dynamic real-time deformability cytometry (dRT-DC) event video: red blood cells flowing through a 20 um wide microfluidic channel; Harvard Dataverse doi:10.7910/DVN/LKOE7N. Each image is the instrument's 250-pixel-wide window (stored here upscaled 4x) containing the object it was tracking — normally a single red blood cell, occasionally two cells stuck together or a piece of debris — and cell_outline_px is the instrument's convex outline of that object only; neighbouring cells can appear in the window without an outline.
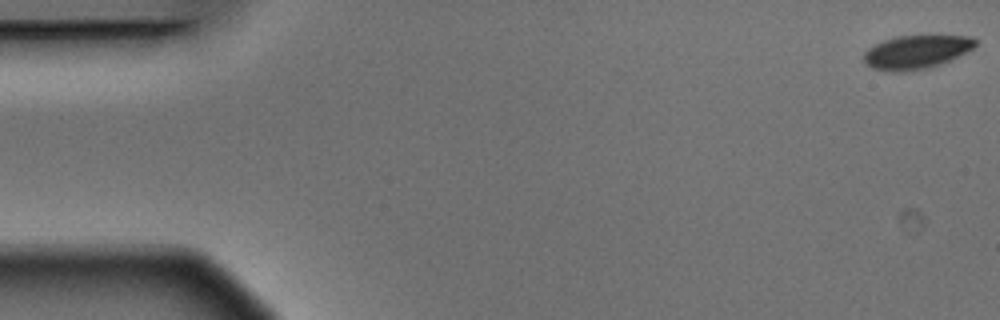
{"species": "Egyptian fruit bat (a non-hibernating species)", "species_latin": "Rousettus aegyptiacus", "temperature_condition": "warm", "stored_images_in_passage": 5, "camera_frame_rate_fps": 3000, "um_per_image_px": 0.085, "animal": {"sex": "male"}, "frame": {"image": 1, "passage_image": 1, "time_ms": 0.0, "image_size_px": [1000, 320], "cell_outline_px": [[976, 44], [972, 48], [940, 64], [928, 68], [900, 72], [888, 72], [872, 68], [864, 60], [864, 52], [868, 48], [884, 40], [896, 36], [972, 36], [976, 40]], "centroid_in_image_um": [77.84, 4.42], "position_along_channel_um": 7.2, "area_um2": 21.5}}
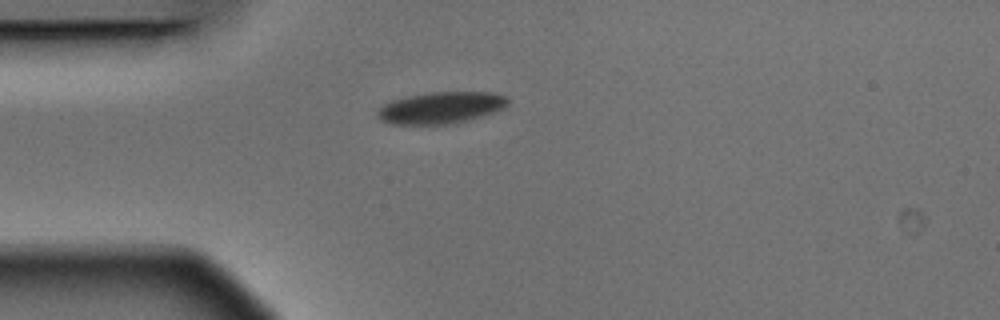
{"frame": {"image": 2, "passage_image": 5, "time_ms": 1.333, "image_size_px": [1000, 320], "cell_outline_px": [[508, 104], [504, 108], [468, 120], [448, 124], [392, 124], [380, 120], [376, 116], [376, 112], [384, 104], [392, 100], [408, 96], [428, 92], [492, 92], [508, 96]], "centroid_in_image_um": [37.47, 9.15], "position_along_channel_um": 47.5, "area_um2": 24.04}}